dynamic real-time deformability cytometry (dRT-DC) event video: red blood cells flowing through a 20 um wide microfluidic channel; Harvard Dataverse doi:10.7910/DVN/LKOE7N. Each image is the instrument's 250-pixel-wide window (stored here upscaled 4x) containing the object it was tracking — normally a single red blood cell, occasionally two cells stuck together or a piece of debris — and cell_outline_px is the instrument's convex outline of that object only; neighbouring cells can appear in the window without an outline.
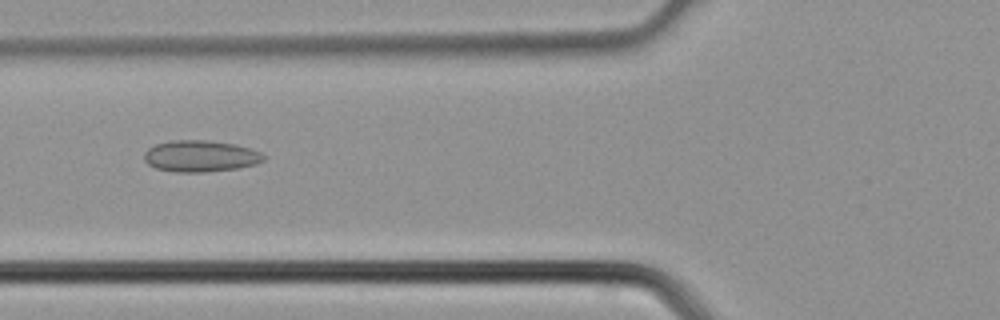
{"species": "common noctule bat (a hibernating species)", "species_latin": "Nyctalus noctula", "temperature_condition": "cold", "stored_images_in_passage": 4, "camera_frame_rate_fps": 3000, "um_per_image_px": 0.085, "animal": {"sex": "male", "body_mass_g": 21.5, "forearm_length_mm": 52.0}, "frame": {"image": 1, "passage_image": 4, "time_ms": 1.0, "image_size_px": [1000, 320], "cell_outline_px": [[268, 156], [264, 160], [256, 164], [240, 168], [204, 172], [176, 172], [156, 168], [148, 164], [144, 160], [144, 152], [148, 148], [156, 144], [172, 140], [208, 140], [236, 144], [260, 152]], "centroid_in_image_um": [17.06, 13.27], "position_along_channel_um": 108.7, "area_um2": 22.08}}